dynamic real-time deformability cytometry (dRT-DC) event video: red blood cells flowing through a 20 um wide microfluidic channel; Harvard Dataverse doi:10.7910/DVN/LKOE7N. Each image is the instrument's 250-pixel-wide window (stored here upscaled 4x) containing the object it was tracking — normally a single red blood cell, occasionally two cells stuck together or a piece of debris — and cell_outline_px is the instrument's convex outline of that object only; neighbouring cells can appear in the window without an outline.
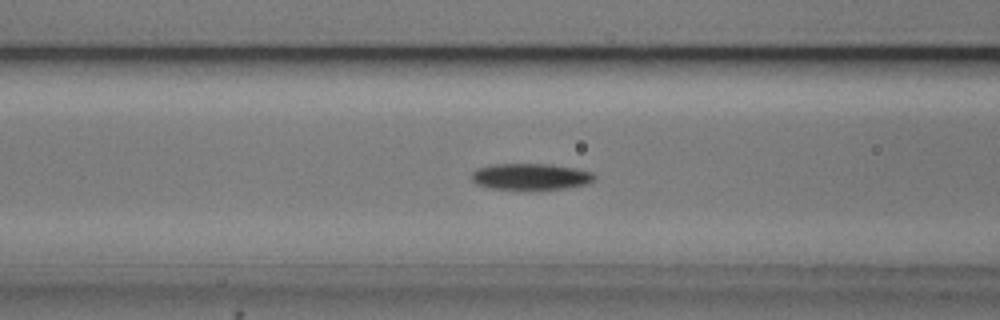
{"species": "common noctule bat (a hibernating species)", "species_latin": "Nyctalus noctula", "temperature_condition": "cold", "stored_images_in_passage": 54, "camera_frame_rate_fps": 3000, "um_per_image_px": 0.085, "animal": {"sex": "male", "body_mass_g": 20.5, "forearm_length_mm": 52.5}, "frame": {"image": 1, "passage_image": 21, "time_ms": 6.667, "image_size_px": [1000, 320], "cell_outline_px": [[596, 180], [584, 184], [564, 188], [540, 192], [520, 192], [488, 188], [476, 184], [472, 180], [472, 172], [476, 168], [496, 164], [552, 164], [576, 168], [592, 172], [596, 176]], "centroid_in_image_um": [45.09, 15.06], "position_along_channel_um": 121.5, "area_um2": 19.94}}
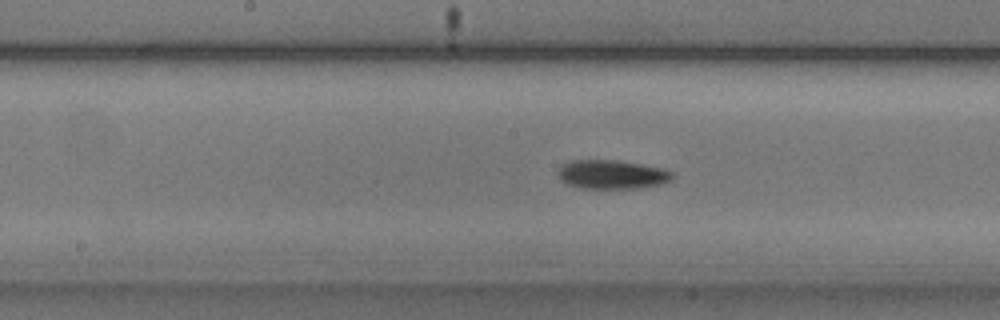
{"frame": {"image": 2, "passage_image": 27, "time_ms": 8.667, "image_size_px": [1000, 320], "cell_outline_px": [[676, 176], [672, 180], [660, 184], [640, 188], [584, 188], [568, 184], [560, 176], [560, 164], [568, 160], [620, 160], [664, 168], [672, 172]], "centroid_in_image_um": [52.08, 14.81], "position_along_channel_um": 196.1, "area_um2": 19.31}}
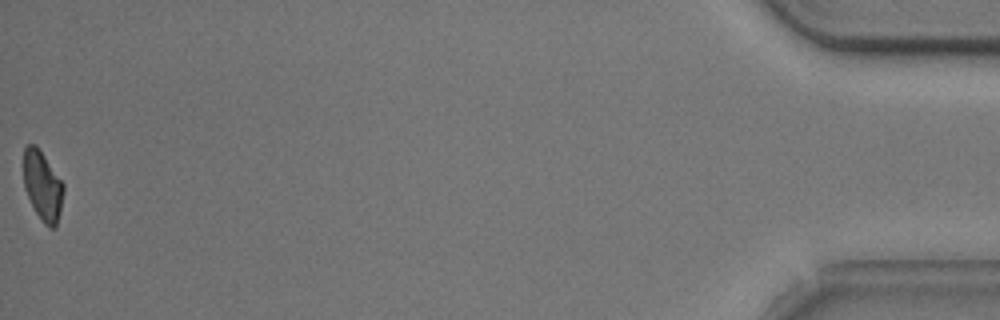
{"frame": {"image": 3, "passage_image": 54, "time_ms": 17.667, "image_size_px": [1000, 320], "cell_outline_px": [[64, 192], [56, 228], [48, 228], [44, 224], [36, 212], [24, 188], [24, 148], [28, 144], [36, 144], [64, 184]], "centroid_in_image_um": [3.63, 15.8], "position_along_channel_um": 431.6, "area_um2": 16.07}, "authors_computed_cell_mechanics": {"area_um2": 17.8313, "velocity_mm_per_s": 3.7181, "shape_relaxation_time_tau1_ms": 4.2524, "shape_relaxation_time_tau2_ms": null, "deformation_change_tau1": 0.1061, "deformation_change_tau2": null}}